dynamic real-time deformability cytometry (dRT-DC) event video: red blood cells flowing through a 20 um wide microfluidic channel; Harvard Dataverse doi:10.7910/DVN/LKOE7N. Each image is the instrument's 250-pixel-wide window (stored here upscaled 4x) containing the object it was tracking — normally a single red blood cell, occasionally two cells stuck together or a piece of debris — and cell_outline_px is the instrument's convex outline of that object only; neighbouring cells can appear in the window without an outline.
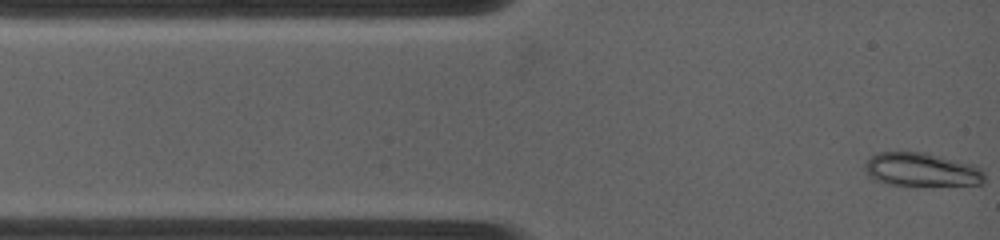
{"species": "common noctule bat (a hibernating species)", "species_latin": "Nyctalus noctula", "temperature_condition": "warm", "stored_images_in_passage": 59, "camera_frame_rate_fps": 4500, "um_per_image_px": 0.085, "animal": {"sex": "female", "body_mass_g": 19.0, "forearm_length_mm": 53.3}, "frame": {"image": 1, "passage_image": 1, "time_ms": 0.0, "image_size_px": [1000, 240], "cell_outline_px": [[984, 180], [980, 184], [924, 188], [916, 188], [888, 184], [876, 180], [868, 176], [864, 168], [864, 164], [876, 152], [924, 152], [972, 164], [980, 168], [984, 172]], "centroid_in_image_um": [78.33, 14.48], "position_along_channel_um": 6.7, "area_um2": 24.33}}
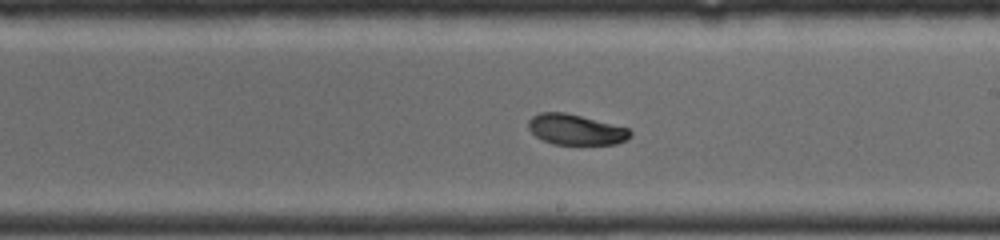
{"frame": {"image": 2, "passage_image": 33, "time_ms": 7.111, "image_size_px": [1000, 240], "cell_outline_px": [[632, 136], [616, 144], [552, 144], [536, 136], [528, 128], [528, 120], [532, 116], [540, 112], [564, 112], [628, 128], [632, 132]], "centroid_in_image_um": [48.92, 11.01], "position_along_channel_um": 240.1, "area_um2": 17.92}}
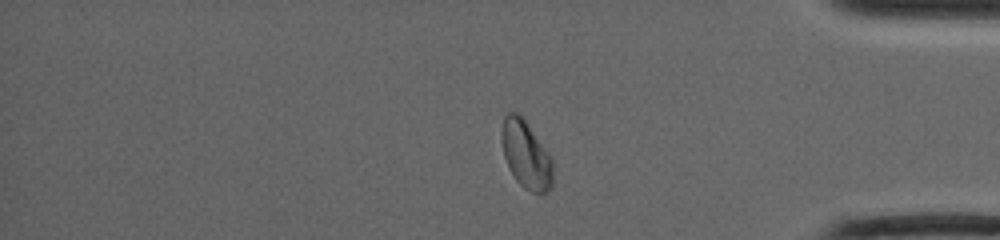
{"frame": {"image": 3, "passage_image": 53, "time_ms": 11.556, "image_size_px": [1000, 240], "cell_outline_px": [[552, 188], [540, 196], [524, 188], [516, 180], [508, 168], [504, 156], [500, 136], [504, 116], [508, 112], [516, 112], [524, 120], [552, 156]], "centroid_in_image_um": [44.71, 13.18], "position_along_channel_um": 390.5, "area_um2": 20.4}, "authors_computed_cell_mechanics": {"area_um2": 19.2474, "velocity_mm_per_s": 3.9075, "shape_relaxation_time_tau1_ms": 8.0078, "shape_relaxation_time_tau2_ms": null, "deformation_change_tau1": 0.1555, "deformation_change_tau2": null}}